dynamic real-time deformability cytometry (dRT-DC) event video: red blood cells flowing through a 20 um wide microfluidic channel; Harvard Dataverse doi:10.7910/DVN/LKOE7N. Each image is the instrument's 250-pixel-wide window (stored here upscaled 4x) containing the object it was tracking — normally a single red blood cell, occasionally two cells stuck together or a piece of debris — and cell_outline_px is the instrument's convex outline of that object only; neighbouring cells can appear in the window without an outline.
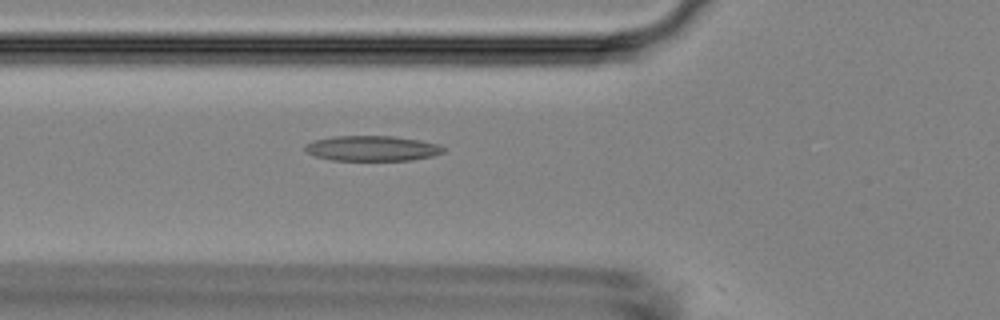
{"species": "Egyptian fruit bat (a non-hibernating species)", "species_latin": "Rousettus aegyptiacus", "temperature_condition": "room temperature", "stored_images_in_passage": 54, "camera_frame_rate_fps": 3000, "um_per_image_px": 0.085, "animal": {"sex": "female"}, "frame": {"image": 1, "passage_image": 19, "time_ms": 6.0, "image_size_px": [1000, 320], "cell_outline_px": [[444, 152], [432, 156], [412, 160], [332, 160], [312, 156], [304, 148], [304, 144], [312, 140], [332, 136], [392, 136], [420, 140], [440, 144], [444, 148]], "centroid_in_image_um": [31.6, 12.6], "position_along_channel_um": 94.2, "area_um2": 20.52}}
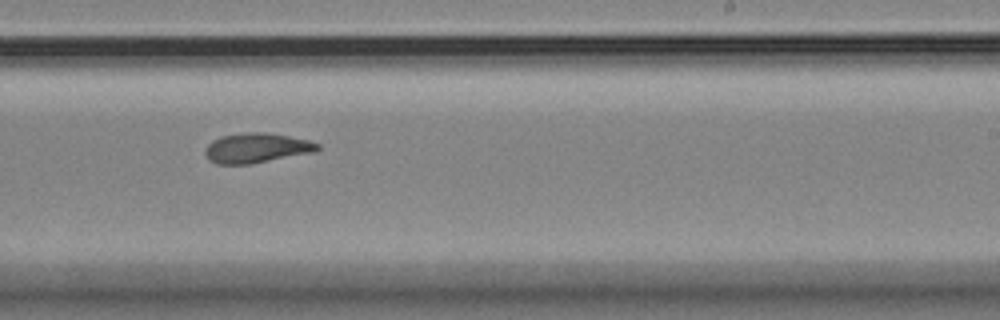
{"frame": {"image": 2, "passage_image": 33, "time_ms": 10.667, "image_size_px": [1000, 320], "cell_outline_px": [[320, 148], [316, 152], [252, 164], [216, 164], [208, 160], [204, 152], [204, 148], [212, 140], [220, 136], [248, 132], [264, 132], [288, 136], [308, 140], [320, 144]], "centroid_in_image_um": [21.79, 12.59], "position_along_channel_um": 267.2, "area_um2": 19.77}}
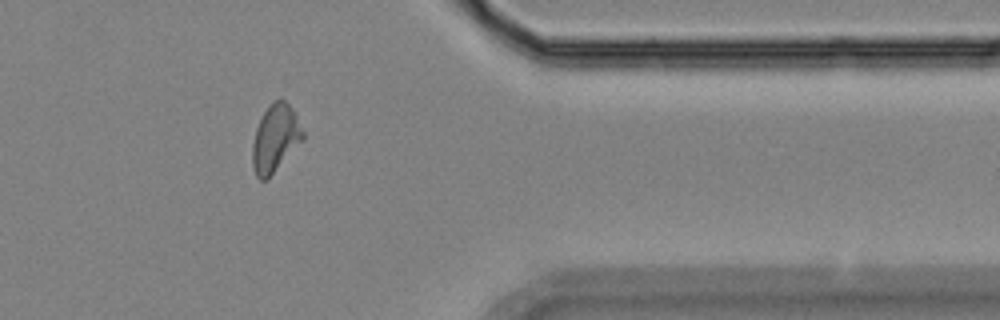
{"frame": {"image": 3, "passage_image": 44, "time_ms": 14.333, "image_size_px": [1000, 320], "cell_outline_px": [[304, 140], [268, 180], [260, 180], [256, 176], [252, 168], [252, 144], [256, 128], [264, 112], [272, 100], [280, 96], [292, 108], [304, 132]], "centroid_in_image_um": [23.4, 11.78], "position_along_channel_um": 388.0, "area_um2": 20.23}, "authors_computed_cell_mechanics": {"area_um2": 19.7387, "velocity_mm_per_s": 3.6969, "shape_relaxation_time_tau1_ms": 5.7144, "shape_relaxation_time_tau2_ms": 2.8776, "deformation_change_tau1": 0.1559, "deformation_change_tau2": 0.1027}}